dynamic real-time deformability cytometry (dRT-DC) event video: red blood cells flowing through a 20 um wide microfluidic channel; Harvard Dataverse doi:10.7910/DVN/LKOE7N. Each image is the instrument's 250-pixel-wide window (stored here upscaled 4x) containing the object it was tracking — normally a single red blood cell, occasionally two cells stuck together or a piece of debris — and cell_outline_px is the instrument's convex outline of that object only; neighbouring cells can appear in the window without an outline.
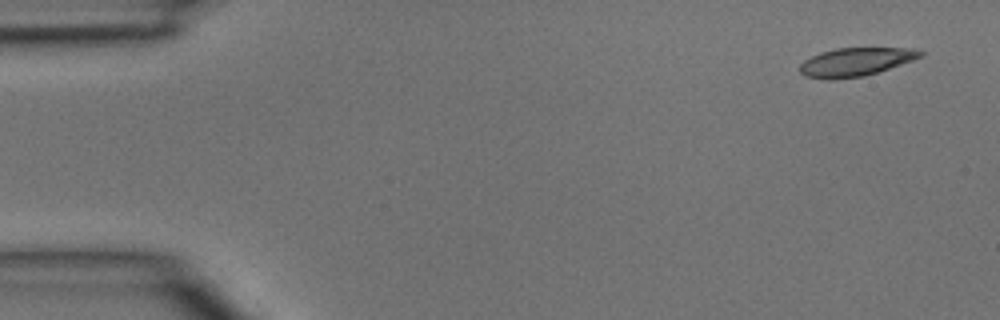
{"species": "common noctule bat (a hibernating species)", "species_latin": "Nyctalus noctula", "temperature_condition": "room temperature", "stored_images_in_passage": 4, "camera_frame_rate_fps": 3000, "um_per_image_px": 0.085, "animal": {"sex": "male", "body_mass_g": 15.6}, "frame": {"image": 1, "passage_image": 1, "time_ms": 0.0, "image_size_px": [1000, 320], "cell_outline_px": [[924, 56], [864, 76], [832, 80], [828, 80], [804, 76], [800, 72], [800, 64], [804, 60], [820, 52], [836, 48], [916, 48], [924, 52]], "centroid_in_image_um": [72.71, 5.26], "position_along_channel_um": 12.3, "area_um2": 19.94}}